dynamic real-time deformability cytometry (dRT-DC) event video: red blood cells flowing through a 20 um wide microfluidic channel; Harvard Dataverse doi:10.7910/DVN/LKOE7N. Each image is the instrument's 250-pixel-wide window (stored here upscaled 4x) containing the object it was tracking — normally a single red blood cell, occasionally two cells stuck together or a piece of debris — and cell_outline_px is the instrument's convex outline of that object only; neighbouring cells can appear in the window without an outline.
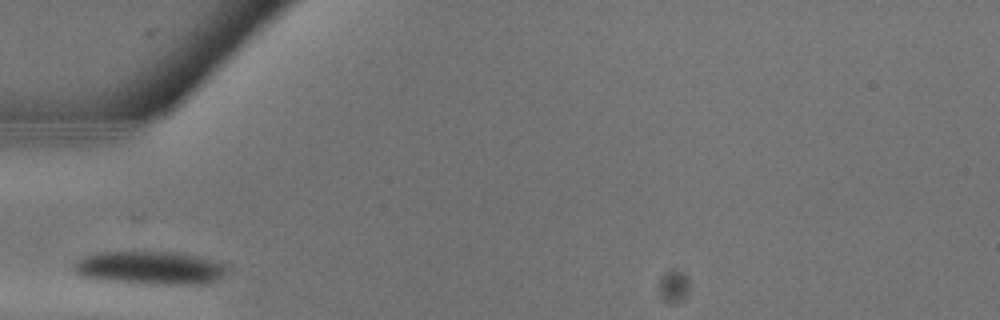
{"species": "common noctule bat (a hibernating species)", "species_latin": "Nyctalus noctula", "temperature_condition": "warm", "stored_images_in_passage": 2, "camera_frame_rate_fps": 3000, "um_per_image_px": 0.085, "animal": {"sex": "male", "body_mass_g": 13.3}, "frame": {"image": 1, "passage_image": 1, "time_ms": 0.0, "image_size_px": [1000, 320], "cell_outline_px": [[224, 276], [216, 280], [192, 284], [148, 284], [104, 280], [80, 276], [72, 268], [76, 260], [84, 256], [96, 252], [176, 252], [196, 256], [212, 260], [224, 264]], "centroid_in_image_um": [12.67, 22.76], "position_along_channel_um": 72.3, "area_um2": 29.36}}